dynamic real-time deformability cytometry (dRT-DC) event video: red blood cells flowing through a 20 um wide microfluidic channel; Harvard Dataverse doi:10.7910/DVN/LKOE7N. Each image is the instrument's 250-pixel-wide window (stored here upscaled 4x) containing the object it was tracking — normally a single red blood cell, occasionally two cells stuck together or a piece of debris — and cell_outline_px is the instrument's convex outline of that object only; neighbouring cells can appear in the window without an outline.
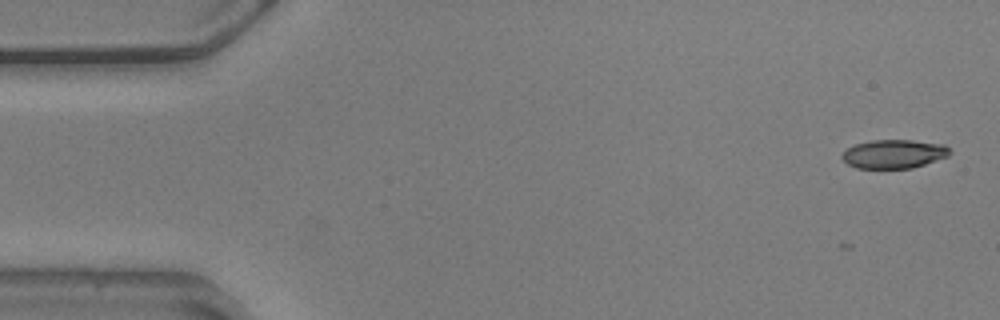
{"species": "common noctule bat (a hibernating species)", "species_latin": "Nyctalus noctula", "temperature_condition": "warm", "stored_images_in_passage": 2, "camera_frame_rate_fps": 3000, "um_per_image_px": 0.085, "animal": {"sex": "male", "body_mass_g": 20.5, "forearm_length_mm": 52.5}, "frame": {"image": 1, "passage_image": 2, "time_ms": 0.333, "image_size_px": [1000, 320], "cell_outline_px": [[952, 152], [948, 156], [912, 168], [856, 168], [848, 164], [840, 156], [848, 148], [856, 144], [872, 140], [912, 140], [944, 144]], "centroid_in_image_um": [75.99, 13.08], "position_along_channel_um": 9.0, "area_um2": 17.92}}